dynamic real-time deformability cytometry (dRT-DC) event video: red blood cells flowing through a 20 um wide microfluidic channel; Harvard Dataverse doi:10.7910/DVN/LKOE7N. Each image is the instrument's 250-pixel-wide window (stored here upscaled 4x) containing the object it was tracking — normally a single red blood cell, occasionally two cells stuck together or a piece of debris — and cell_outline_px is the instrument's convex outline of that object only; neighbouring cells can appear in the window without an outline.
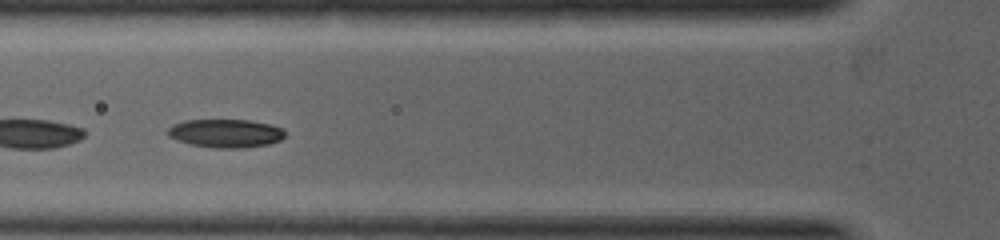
{"species": "common noctule bat (a hibernating species)", "species_latin": "Nyctalus noctula", "temperature_condition": "warm", "stored_images_in_passage": 22, "camera_frame_rate_fps": 5000, "um_per_image_px": 0.085, "animal": {"sex": "female", "body_mass_g": 19.0, "forearm_length_mm": 53.3}, "frame": {"image": 1, "passage_image": 4, "time_ms": 0.8, "image_size_px": [1000, 240], "cell_outline_px": [[284, 136], [280, 140], [268, 144], [244, 148], [216, 148], [188, 144], [176, 140], [168, 136], [168, 128], [172, 124], [184, 120], [248, 120], [268, 124], [284, 128]], "centroid_in_image_um": [19.15, 11.33], "position_along_channel_um": 106.7, "area_um2": 19.48}}
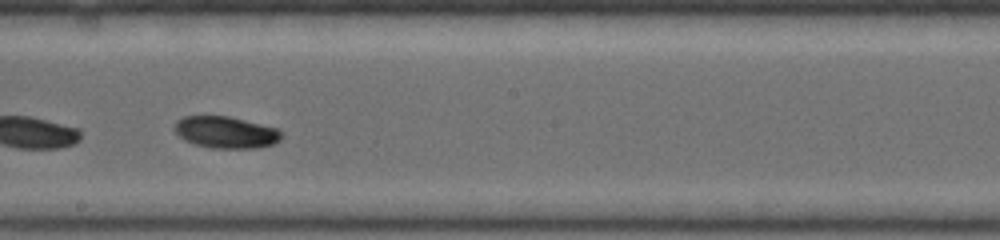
{"frame": {"image": 2, "passage_image": 10, "time_ms": 2.4, "image_size_px": [1000, 240], "cell_outline_px": [[284, 136], [280, 140], [272, 144], [260, 148], [212, 148], [196, 144], [184, 140], [172, 128], [176, 120], [184, 116], [228, 116], [280, 128], [284, 132]], "centroid_in_image_um": [19.24, 11.24], "position_along_channel_um": 229.0, "area_um2": 20.11}}
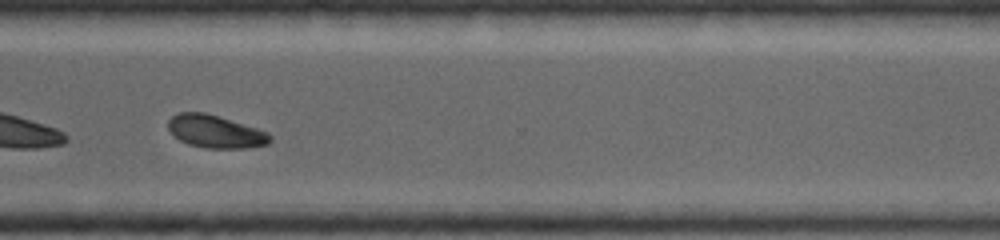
{"frame": {"image": 3, "passage_image": 16, "time_ms": 4.0, "image_size_px": [1000, 240], "cell_outline_px": [[272, 140], [268, 144], [248, 148], [204, 148], [188, 144], [180, 140], [168, 128], [168, 120], [172, 116], [180, 112], [204, 112], [256, 128], [268, 132], [272, 136]], "centroid_in_image_um": [18.33, 11.19], "position_along_channel_um": 352.3, "area_um2": 19.31}}